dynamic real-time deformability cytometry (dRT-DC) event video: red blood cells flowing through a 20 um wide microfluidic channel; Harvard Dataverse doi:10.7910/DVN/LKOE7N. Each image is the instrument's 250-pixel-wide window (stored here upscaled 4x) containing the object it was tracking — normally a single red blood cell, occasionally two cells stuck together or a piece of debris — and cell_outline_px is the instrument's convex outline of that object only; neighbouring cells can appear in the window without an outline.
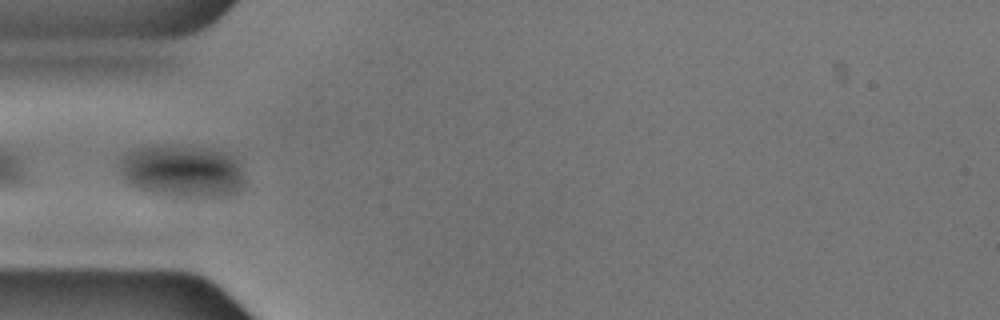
{"species": "common noctule bat (a hibernating species)", "species_latin": "Nyctalus noctula", "temperature_condition": "cold", "stored_images_in_passage": 9, "camera_frame_rate_fps": 3000, "um_per_image_px": 0.085, "animal": {"sex": "male", "body_mass_g": 17.9, "forearm_length_mm": 54.2}, "frame": {"image": 1, "passage_image": 1, "time_ms": 0.0, "image_size_px": [1000, 320], "cell_outline_px": [[244, 180], [232, 192], [152, 192], [132, 188], [124, 184], [120, 180], [116, 164], [128, 152], [136, 148], [152, 144], [172, 144], [220, 148], [232, 156], [236, 160]], "centroid_in_image_um": [15.27, 14.39], "position_along_channel_um": 69.7, "area_um2": 37.28}}
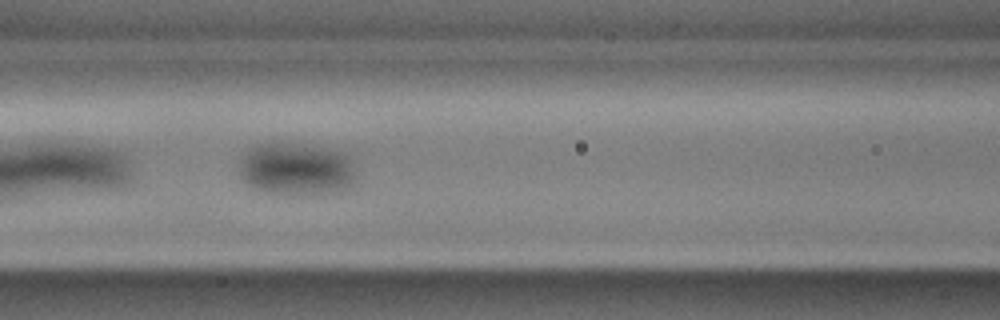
{"frame": {"image": 2, "passage_image": 7, "time_ms": 2.0, "image_size_px": [1000, 320], "cell_outline_px": [[356, 176], [348, 188], [320, 196], [264, 192], [252, 188], [240, 176], [240, 160], [252, 148], [260, 144], [272, 140], [276, 140], [312, 144], [340, 152], [356, 160]], "centroid_in_image_um": [25.24, 14.35], "position_along_channel_um": 141.4, "area_um2": 37.05}}